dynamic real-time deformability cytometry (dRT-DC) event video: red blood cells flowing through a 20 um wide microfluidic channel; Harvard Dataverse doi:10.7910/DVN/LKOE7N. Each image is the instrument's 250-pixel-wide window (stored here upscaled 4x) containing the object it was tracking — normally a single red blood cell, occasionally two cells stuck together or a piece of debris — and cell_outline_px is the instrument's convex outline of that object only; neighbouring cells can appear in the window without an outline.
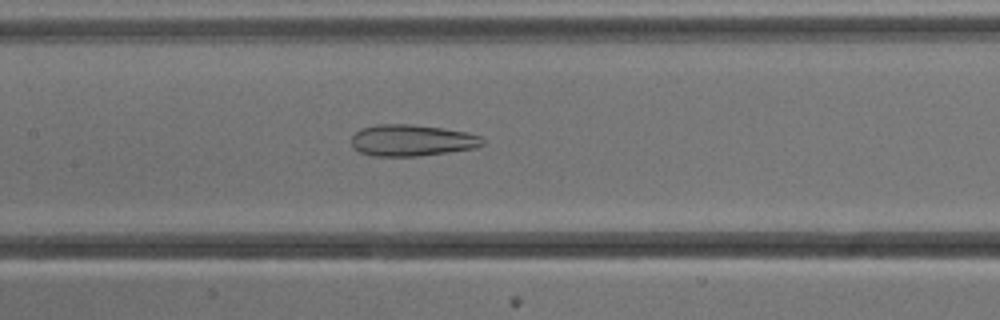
{"species": "common noctule bat (a hibernating species)", "species_latin": "Nyctalus noctula", "temperature_condition": "cold", "stored_images_in_passage": 46, "camera_frame_rate_fps": 3000, "um_per_image_px": 0.085, "animal": {"sex": "male", "body_mass_g": 13.3}, "frame": {"image": 1, "passage_image": 18, "time_ms": 5.667, "image_size_px": [1000, 320], "cell_outline_px": [[484, 144], [476, 148], [420, 156], [372, 156], [360, 152], [352, 144], [352, 136], [360, 128], [376, 124], [412, 124], [444, 128], [468, 132], [484, 136]], "centroid_in_image_um": [35.06, 11.92], "position_along_channel_um": 172.3, "area_um2": 24.33}}
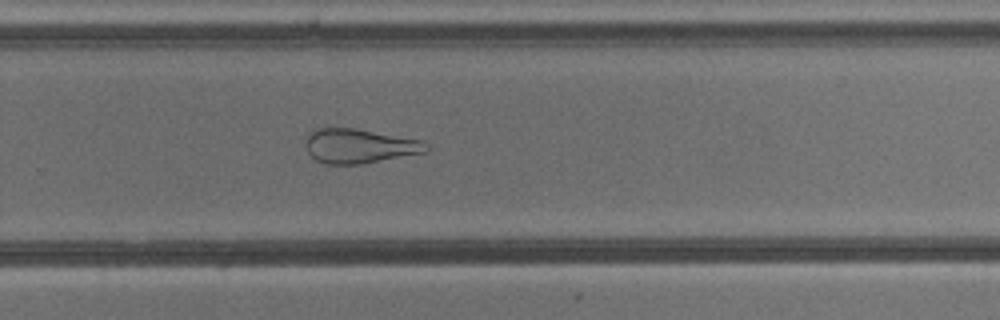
{"frame": {"image": 2, "passage_image": 28, "time_ms": 9.0, "image_size_px": [1000, 320], "cell_outline_px": [[432, 148], [428, 152], [360, 164], [324, 164], [316, 160], [308, 152], [304, 144], [312, 128], [356, 128], [424, 140]], "centroid_in_image_um": [30.59, 12.4], "position_along_channel_um": 299.2, "area_um2": 24.57}}
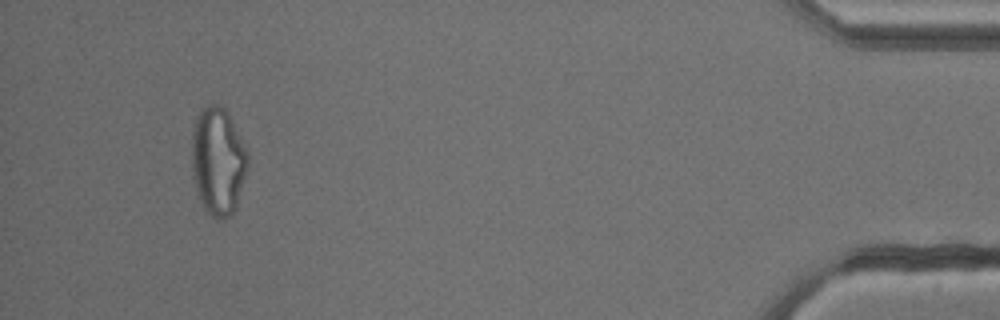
{"frame": {"image": 3, "passage_image": 43, "time_ms": 14.0, "image_size_px": [1000, 320], "cell_outline_px": [[248, 164], [236, 208], [228, 216], [220, 220], [216, 220], [204, 208], [200, 200], [196, 188], [192, 168], [192, 128], [196, 116], [200, 108], [208, 104], [216, 104], [224, 108], [248, 152]], "centroid_in_image_um": [18.51, 13.69], "position_along_channel_um": 416.7, "area_um2": 34.97}}